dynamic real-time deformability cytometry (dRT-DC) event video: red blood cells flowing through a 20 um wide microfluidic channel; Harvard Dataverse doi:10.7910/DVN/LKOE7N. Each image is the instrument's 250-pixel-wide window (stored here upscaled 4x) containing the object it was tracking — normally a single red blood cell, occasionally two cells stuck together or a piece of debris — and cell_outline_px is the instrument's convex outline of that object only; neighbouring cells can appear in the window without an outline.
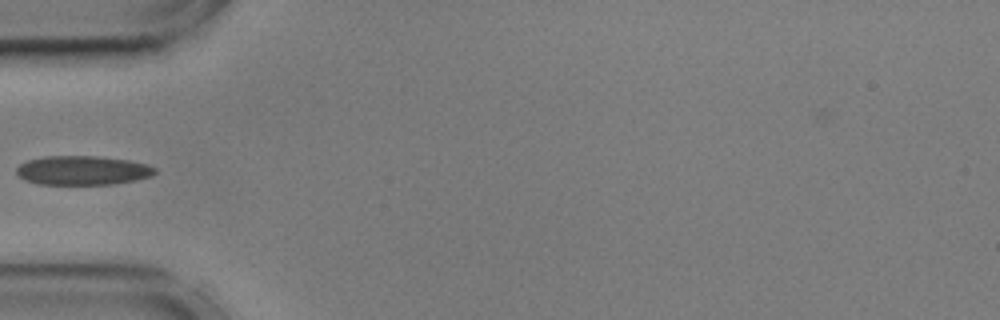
{"species": "common noctule bat (a hibernating species)", "species_latin": "Nyctalus noctula", "temperature_condition": "cold", "stored_images_in_passage": 39, "camera_frame_rate_fps": 3000, "um_per_image_px": 0.085, "animal": {"sex": "male", "body_mass_g": 17.9, "forearm_length_mm": 54.2}, "frame": {"image": 1, "passage_image": 1, "time_ms": 0.0, "image_size_px": [1000, 320], "cell_outline_px": [[156, 172], [152, 176], [136, 180], [112, 184], [40, 184], [24, 180], [16, 172], [16, 168], [20, 164], [28, 160], [44, 156], [100, 156], [128, 160], [148, 164], [156, 168]], "centroid_in_image_um": [7.04, 14.48], "position_along_channel_um": 78.0, "area_um2": 23.58}}
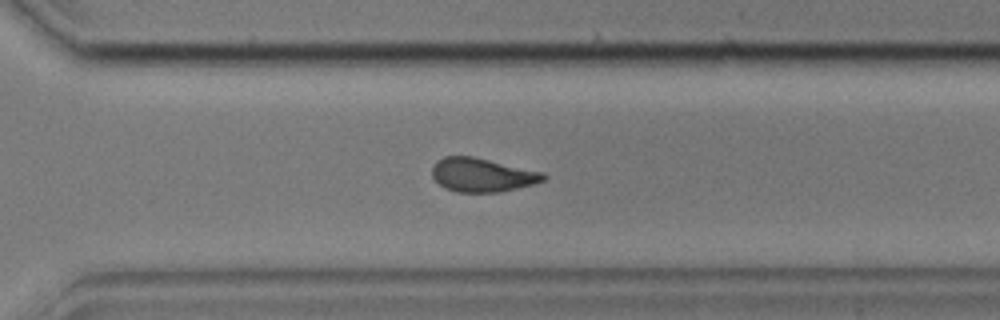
{"frame": {"image": 2, "passage_image": 22, "time_ms": 7.0, "image_size_px": [1000, 320], "cell_outline_px": [[548, 176], [544, 180], [532, 184], [500, 192], [456, 192], [444, 188], [432, 176], [432, 164], [436, 160], [444, 156], [472, 156], [544, 172]], "centroid_in_image_um": [40.96, 14.86], "position_along_channel_um": 329.6, "area_um2": 21.96}}
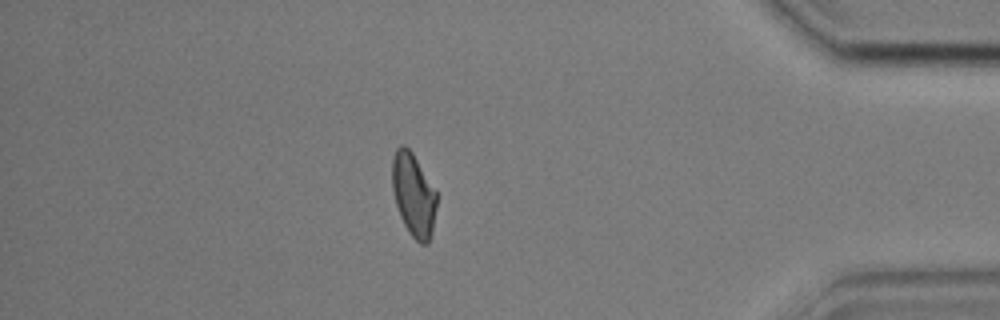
{"frame": {"image": 3, "passage_image": 31, "time_ms": 10.0, "image_size_px": [1000, 320], "cell_outline_px": [[436, 208], [432, 232], [428, 244], [420, 244], [408, 232], [400, 216], [396, 204], [392, 188], [392, 156], [396, 148], [400, 144], [404, 144], [412, 152], [436, 192]], "centroid_in_image_um": [35.13, 16.55], "position_along_channel_um": 400.1, "area_um2": 21.5}}